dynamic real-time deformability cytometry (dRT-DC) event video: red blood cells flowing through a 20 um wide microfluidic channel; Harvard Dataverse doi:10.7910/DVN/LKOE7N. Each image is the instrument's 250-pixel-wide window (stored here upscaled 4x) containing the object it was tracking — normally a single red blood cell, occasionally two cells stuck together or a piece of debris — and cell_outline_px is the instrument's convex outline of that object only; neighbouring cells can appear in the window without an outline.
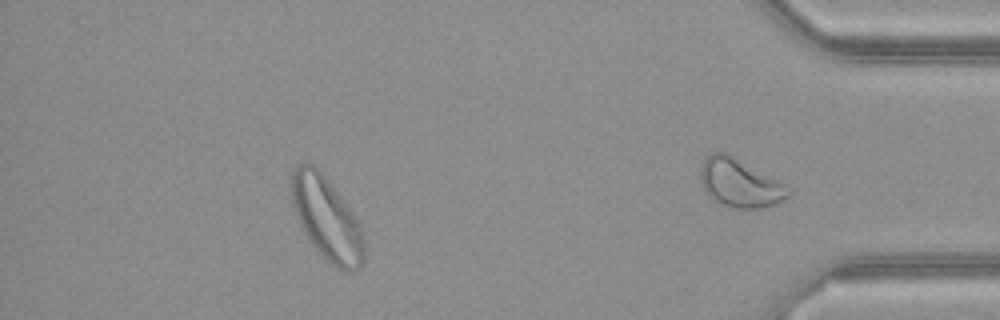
{"species": "common noctule bat (a hibernating species)", "species_latin": "Nyctalus noctula", "temperature_condition": "warm", "stored_images_in_passage": 44, "camera_frame_rate_fps": 3000, "um_per_image_px": 0.085, "animal": {"sex": "female", "body_mass_g": 21.9}, "frame": {"image": 1, "passage_image": 38, "time_ms": 12.333, "image_size_px": [1000, 320], "cell_outline_px": [[364, 264], [360, 268], [352, 272], [340, 272], [324, 260], [312, 244], [304, 232], [300, 224], [292, 204], [288, 188], [288, 184], [292, 172], [296, 164], [308, 160], [324, 172], [352, 212], [360, 228], [364, 240]], "centroid_in_image_um": [27.73, 18.54], "position_along_channel_um": 407.5, "area_um2": 36.3}}